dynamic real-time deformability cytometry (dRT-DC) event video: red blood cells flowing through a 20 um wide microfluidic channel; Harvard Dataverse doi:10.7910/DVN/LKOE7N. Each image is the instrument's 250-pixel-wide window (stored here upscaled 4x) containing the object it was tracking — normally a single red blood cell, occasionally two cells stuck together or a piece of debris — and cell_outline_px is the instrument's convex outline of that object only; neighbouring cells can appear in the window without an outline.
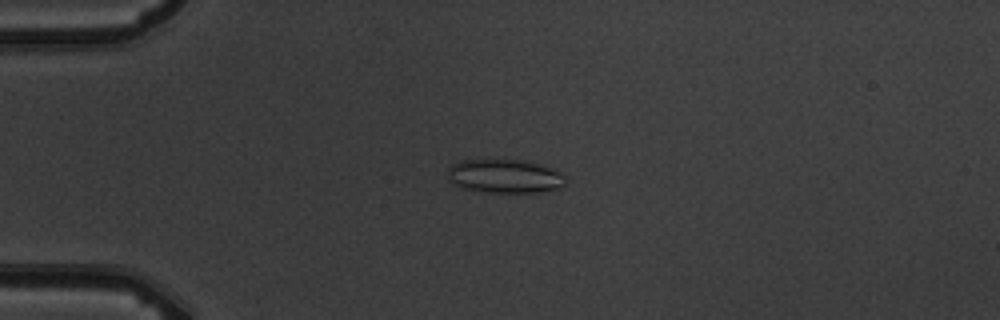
{"species": "common noctule bat (a hibernating species)", "species_latin": "Nyctalus noctula", "temperature_condition": "warm", "stored_images_in_passage": 3, "camera_frame_rate_fps": 3000, "um_per_image_px": 0.085, "animal": {"sex": "male", "body_mass_g": 19.5, "forearm_length_mm": 54.6}, "frame": {"image": 1, "passage_image": 2, "time_ms": 1.333, "image_size_px": [1000, 320], "cell_outline_px": [[564, 184], [560, 188], [540, 192], [484, 192], [460, 188], [452, 184], [448, 180], [448, 168], [452, 164], [460, 160], [528, 160], [556, 168], [564, 176]], "centroid_in_image_um": [42.9, 14.97], "position_along_channel_um": 42.1, "area_um2": 23.58}}